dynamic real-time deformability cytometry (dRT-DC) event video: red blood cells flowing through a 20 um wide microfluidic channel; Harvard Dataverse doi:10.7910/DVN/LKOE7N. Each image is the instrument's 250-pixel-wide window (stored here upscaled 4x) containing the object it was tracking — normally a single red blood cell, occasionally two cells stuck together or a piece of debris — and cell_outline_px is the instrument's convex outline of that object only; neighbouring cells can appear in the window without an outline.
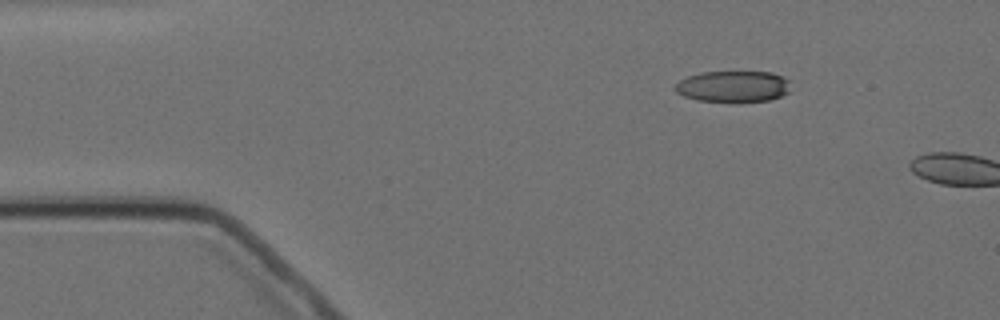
{"species": "Egyptian fruit bat (a non-hibernating species)", "species_latin": "Rousettus aegyptiacus", "temperature_condition": "cold", "stored_images_in_passage": 2, "camera_frame_rate_fps": 3000, "um_per_image_px": 0.085, "animal": {"sex": "female"}, "frame": {"image": 1, "passage_image": 1, "time_ms": 0.0, "image_size_px": [1000, 320], "cell_outline_px": [[788, 92], [780, 96], [768, 100], [736, 104], [696, 100], [684, 96], [676, 92], [676, 84], [680, 80], [688, 76], [700, 72], [772, 72], [784, 76], [788, 80]], "centroid_in_image_um": [62.31, 7.38], "position_along_channel_um": 22.7, "area_um2": 21.5}}